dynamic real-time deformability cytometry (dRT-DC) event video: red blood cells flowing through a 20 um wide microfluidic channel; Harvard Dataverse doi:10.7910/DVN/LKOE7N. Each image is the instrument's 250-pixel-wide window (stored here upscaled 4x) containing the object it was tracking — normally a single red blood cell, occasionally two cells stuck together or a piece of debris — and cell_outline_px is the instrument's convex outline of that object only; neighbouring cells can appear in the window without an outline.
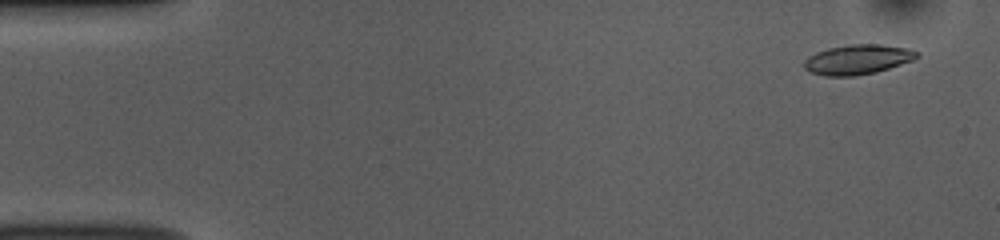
{"species": "common noctule bat (a hibernating species)", "species_latin": "Nyctalus noctula", "temperature_condition": "room temperature", "stored_images_in_passage": 53, "camera_frame_rate_fps": 3000, "um_per_image_px": 0.085, "animal": {"sex": "female", "body_mass_g": 10.0, "forearm_length_mm": 53.1}, "frame": {"image": 1, "passage_image": 3, "time_ms": 0.667, "image_size_px": [1000, 240], "cell_outline_px": [[920, 56], [912, 60], [876, 72], [856, 76], [824, 76], [812, 72], [804, 68], [804, 60], [808, 56], [816, 52], [828, 48], [852, 44], [880, 44], [908, 48], [920, 52]], "centroid_in_image_um": [72.9, 5.05], "position_along_channel_um": 12.1, "area_um2": 19.59}}
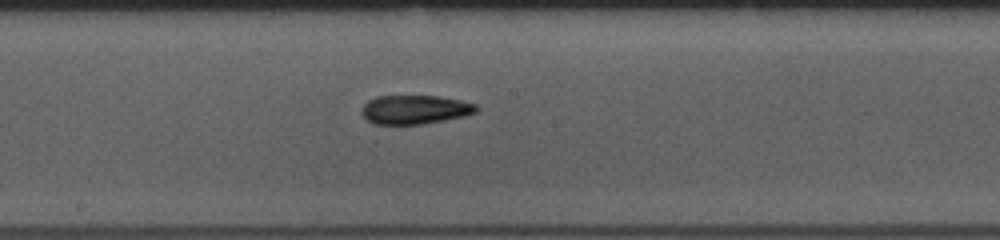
{"frame": {"image": 2, "passage_image": 28, "time_ms": 9.0, "image_size_px": [1000, 240], "cell_outline_px": [[480, 108], [476, 112], [464, 116], [444, 120], [420, 124], [372, 124], [364, 120], [360, 112], [360, 108], [368, 100], [376, 96], [440, 96], [460, 100], [476, 104]], "centroid_in_image_um": [35.21, 9.31], "position_along_channel_um": 213.0, "area_um2": 19.59}}
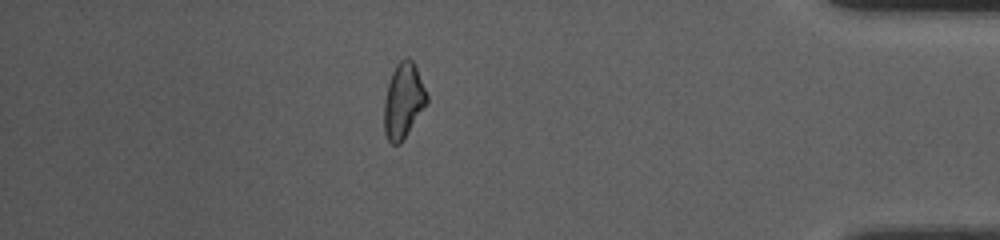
{"frame": {"image": 3, "passage_image": 46, "time_ms": 15.0, "image_size_px": [1000, 240], "cell_outline_px": [[428, 104], [400, 144], [392, 144], [388, 140], [384, 132], [384, 100], [388, 84], [392, 72], [396, 64], [400, 60], [408, 56], [412, 60], [416, 68], [428, 96]], "centroid_in_image_um": [34.29, 8.57], "position_along_channel_um": 400.9, "area_um2": 18.79}, "authors_computed_cell_mechanics": {"area_um2": 19.363, "velocity_mm_per_s": 3.7825, "shape_relaxation_time_tau1_ms": 10.2213, "shape_relaxation_time_tau2_ms": 6.157, "deformation_change_tau1": 0.24, "deformation_change_tau2": 0.1492}}